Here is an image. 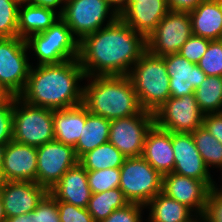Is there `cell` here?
Wrapping results in <instances>:
<instances>
[{"instance_id":"obj_18","label":"cell","mask_w":222,"mask_h":222,"mask_svg":"<svg viewBox=\"0 0 222 222\" xmlns=\"http://www.w3.org/2000/svg\"><path fill=\"white\" fill-rule=\"evenodd\" d=\"M167 74L170 77V97L179 98L194 94L207 75L195 63L179 53L164 56Z\"/></svg>"},{"instance_id":"obj_36","label":"cell","mask_w":222,"mask_h":222,"mask_svg":"<svg viewBox=\"0 0 222 222\" xmlns=\"http://www.w3.org/2000/svg\"><path fill=\"white\" fill-rule=\"evenodd\" d=\"M60 222H95L87 208H81L64 201H57Z\"/></svg>"},{"instance_id":"obj_50","label":"cell","mask_w":222,"mask_h":222,"mask_svg":"<svg viewBox=\"0 0 222 222\" xmlns=\"http://www.w3.org/2000/svg\"><path fill=\"white\" fill-rule=\"evenodd\" d=\"M221 188H222V186H221ZM221 188H217V186L214 184L213 185V189L216 191V192H218V193H220L221 195H222V189Z\"/></svg>"},{"instance_id":"obj_1","label":"cell","mask_w":222,"mask_h":222,"mask_svg":"<svg viewBox=\"0 0 222 222\" xmlns=\"http://www.w3.org/2000/svg\"><path fill=\"white\" fill-rule=\"evenodd\" d=\"M146 51V38L120 17L79 42V63L87 76L128 75Z\"/></svg>"},{"instance_id":"obj_40","label":"cell","mask_w":222,"mask_h":222,"mask_svg":"<svg viewBox=\"0 0 222 222\" xmlns=\"http://www.w3.org/2000/svg\"><path fill=\"white\" fill-rule=\"evenodd\" d=\"M203 126L222 143V112L205 114Z\"/></svg>"},{"instance_id":"obj_19","label":"cell","mask_w":222,"mask_h":222,"mask_svg":"<svg viewBox=\"0 0 222 222\" xmlns=\"http://www.w3.org/2000/svg\"><path fill=\"white\" fill-rule=\"evenodd\" d=\"M169 11L167 0H136L119 17L147 38Z\"/></svg>"},{"instance_id":"obj_15","label":"cell","mask_w":222,"mask_h":222,"mask_svg":"<svg viewBox=\"0 0 222 222\" xmlns=\"http://www.w3.org/2000/svg\"><path fill=\"white\" fill-rule=\"evenodd\" d=\"M48 191L35 181H0L6 218L31 213Z\"/></svg>"},{"instance_id":"obj_45","label":"cell","mask_w":222,"mask_h":222,"mask_svg":"<svg viewBox=\"0 0 222 222\" xmlns=\"http://www.w3.org/2000/svg\"><path fill=\"white\" fill-rule=\"evenodd\" d=\"M117 11L125 4V0H106Z\"/></svg>"},{"instance_id":"obj_41","label":"cell","mask_w":222,"mask_h":222,"mask_svg":"<svg viewBox=\"0 0 222 222\" xmlns=\"http://www.w3.org/2000/svg\"><path fill=\"white\" fill-rule=\"evenodd\" d=\"M203 0H167L170 10L189 12Z\"/></svg>"},{"instance_id":"obj_43","label":"cell","mask_w":222,"mask_h":222,"mask_svg":"<svg viewBox=\"0 0 222 222\" xmlns=\"http://www.w3.org/2000/svg\"><path fill=\"white\" fill-rule=\"evenodd\" d=\"M15 95L0 82V105L10 102Z\"/></svg>"},{"instance_id":"obj_11","label":"cell","mask_w":222,"mask_h":222,"mask_svg":"<svg viewBox=\"0 0 222 222\" xmlns=\"http://www.w3.org/2000/svg\"><path fill=\"white\" fill-rule=\"evenodd\" d=\"M26 40L20 37H0V82L15 96L27 83L29 64Z\"/></svg>"},{"instance_id":"obj_24","label":"cell","mask_w":222,"mask_h":222,"mask_svg":"<svg viewBox=\"0 0 222 222\" xmlns=\"http://www.w3.org/2000/svg\"><path fill=\"white\" fill-rule=\"evenodd\" d=\"M60 18L57 9L22 2L18 10V37L26 40L33 34L47 30Z\"/></svg>"},{"instance_id":"obj_9","label":"cell","mask_w":222,"mask_h":222,"mask_svg":"<svg viewBox=\"0 0 222 222\" xmlns=\"http://www.w3.org/2000/svg\"><path fill=\"white\" fill-rule=\"evenodd\" d=\"M192 33L188 12L170 10L146 38V50L156 56L179 53Z\"/></svg>"},{"instance_id":"obj_42","label":"cell","mask_w":222,"mask_h":222,"mask_svg":"<svg viewBox=\"0 0 222 222\" xmlns=\"http://www.w3.org/2000/svg\"><path fill=\"white\" fill-rule=\"evenodd\" d=\"M27 3L35 5V6L50 8V9H53V10L60 7L59 10H58V13L61 15L63 13V10H64L65 0H28Z\"/></svg>"},{"instance_id":"obj_30","label":"cell","mask_w":222,"mask_h":222,"mask_svg":"<svg viewBox=\"0 0 222 222\" xmlns=\"http://www.w3.org/2000/svg\"><path fill=\"white\" fill-rule=\"evenodd\" d=\"M192 136L207 168L215 166L222 170V143L211 135L203 125L193 131Z\"/></svg>"},{"instance_id":"obj_47","label":"cell","mask_w":222,"mask_h":222,"mask_svg":"<svg viewBox=\"0 0 222 222\" xmlns=\"http://www.w3.org/2000/svg\"><path fill=\"white\" fill-rule=\"evenodd\" d=\"M7 218L5 216L3 201L0 195V222H6Z\"/></svg>"},{"instance_id":"obj_48","label":"cell","mask_w":222,"mask_h":222,"mask_svg":"<svg viewBox=\"0 0 222 222\" xmlns=\"http://www.w3.org/2000/svg\"><path fill=\"white\" fill-rule=\"evenodd\" d=\"M7 144L0 143V171L3 165L4 151Z\"/></svg>"},{"instance_id":"obj_4","label":"cell","mask_w":222,"mask_h":222,"mask_svg":"<svg viewBox=\"0 0 222 222\" xmlns=\"http://www.w3.org/2000/svg\"><path fill=\"white\" fill-rule=\"evenodd\" d=\"M143 110L154 113L170 97V77L164 56L145 51L127 75Z\"/></svg>"},{"instance_id":"obj_22","label":"cell","mask_w":222,"mask_h":222,"mask_svg":"<svg viewBox=\"0 0 222 222\" xmlns=\"http://www.w3.org/2000/svg\"><path fill=\"white\" fill-rule=\"evenodd\" d=\"M188 13L193 35L210 40L222 39V0H203Z\"/></svg>"},{"instance_id":"obj_6","label":"cell","mask_w":222,"mask_h":222,"mask_svg":"<svg viewBox=\"0 0 222 222\" xmlns=\"http://www.w3.org/2000/svg\"><path fill=\"white\" fill-rule=\"evenodd\" d=\"M26 44L34 51L37 65L58 64L79 56V41L61 18L47 30L29 36Z\"/></svg>"},{"instance_id":"obj_34","label":"cell","mask_w":222,"mask_h":222,"mask_svg":"<svg viewBox=\"0 0 222 222\" xmlns=\"http://www.w3.org/2000/svg\"><path fill=\"white\" fill-rule=\"evenodd\" d=\"M210 39L192 35L187 39L179 50V54L188 61L197 64L203 54L207 51Z\"/></svg>"},{"instance_id":"obj_13","label":"cell","mask_w":222,"mask_h":222,"mask_svg":"<svg viewBox=\"0 0 222 222\" xmlns=\"http://www.w3.org/2000/svg\"><path fill=\"white\" fill-rule=\"evenodd\" d=\"M37 150L36 183L48 192L59 182L66 171L79 163L75 148L53 140Z\"/></svg>"},{"instance_id":"obj_2","label":"cell","mask_w":222,"mask_h":222,"mask_svg":"<svg viewBox=\"0 0 222 222\" xmlns=\"http://www.w3.org/2000/svg\"><path fill=\"white\" fill-rule=\"evenodd\" d=\"M86 79L79 60L58 64L31 65L26 86L19 97L28 104L60 110L83 103V86Z\"/></svg>"},{"instance_id":"obj_37","label":"cell","mask_w":222,"mask_h":222,"mask_svg":"<svg viewBox=\"0 0 222 222\" xmlns=\"http://www.w3.org/2000/svg\"><path fill=\"white\" fill-rule=\"evenodd\" d=\"M146 206L138 203H129L125 207L116 209L101 222H142V210Z\"/></svg>"},{"instance_id":"obj_33","label":"cell","mask_w":222,"mask_h":222,"mask_svg":"<svg viewBox=\"0 0 222 222\" xmlns=\"http://www.w3.org/2000/svg\"><path fill=\"white\" fill-rule=\"evenodd\" d=\"M197 65L207 76L222 77V39L210 41Z\"/></svg>"},{"instance_id":"obj_35","label":"cell","mask_w":222,"mask_h":222,"mask_svg":"<svg viewBox=\"0 0 222 222\" xmlns=\"http://www.w3.org/2000/svg\"><path fill=\"white\" fill-rule=\"evenodd\" d=\"M37 222H60L57 200L48 192L35 208Z\"/></svg>"},{"instance_id":"obj_26","label":"cell","mask_w":222,"mask_h":222,"mask_svg":"<svg viewBox=\"0 0 222 222\" xmlns=\"http://www.w3.org/2000/svg\"><path fill=\"white\" fill-rule=\"evenodd\" d=\"M145 206L150 209L149 222H189L196 216L186 205L168 197L162 191Z\"/></svg>"},{"instance_id":"obj_21","label":"cell","mask_w":222,"mask_h":222,"mask_svg":"<svg viewBox=\"0 0 222 222\" xmlns=\"http://www.w3.org/2000/svg\"><path fill=\"white\" fill-rule=\"evenodd\" d=\"M142 157L162 176L173 172L172 132L154 124L147 133Z\"/></svg>"},{"instance_id":"obj_38","label":"cell","mask_w":222,"mask_h":222,"mask_svg":"<svg viewBox=\"0 0 222 222\" xmlns=\"http://www.w3.org/2000/svg\"><path fill=\"white\" fill-rule=\"evenodd\" d=\"M204 222H222V195L210 188L203 214Z\"/></svg>"},{"instance_id":"obj_23","label":"cell","mask_w":222,"mask_h":222,"mask_svg":"<svg viewBox=\"0 0 222 222\" xmlns=\"http://www.w3.org/2000/svg\"><path fill=\"white\" fill-rule=\"evenodd\" d=\"M85 125V106L53 110L54 140L75 147Z\"/></svg>"},{"instance_id":"obj_46","label":"cell","mask_w":222,"mask_h":222,"mask_svg":"<svg viewBox=\"0 0 222 222\" xmlns=\"http://www.w3.org/2000/svg\"><path fill=\"white\" fill-rule=\"evenodd\" d=\"M136 0H125V4L117 11L120 16L131 4L135 3Z\"/></svg>"},{"instance_id":"obj_7","label":"cell","mask_w":222,"mask_h":222,"mask_svg":"<svg viewBox=\"0 0 222 222\" xmlns=\"http://www.w3.org/2000/svg\"><path fill=\"white\" fill-rule=\"evenodd\" d=\"M60 17L80 42L85 36L114 22L119 15L106 0H65Z\"/></svg>"},{"instance_id":"obj_44","label":"cell","mask_w":222,"mask_h":222,"mask_svg":"<svg viewBox=\"0 0 222 222\" xmlns=\"http://www.w3.org/2000/svg\"><path fill=\"white\" fill-rule=\"evenodd\" d=\"M6 222H37L35 211L33 210L31 213L26 215H19L13 218H7Z\"/></svg>"},{"instance_id":"obj_32","label":"cell","mask_w":222,"mask_h":222,"mask_svg":"<svg viewBox=\"0 0 222 222\" xmlns=\"http://www.w3.org/2000/svg\"><path fill=\"white\" fill-rule=\"evenodd\" d=\"M19 6L17 0H0V37L18 36Z\"/></svg>"},{"instance_id":"obj_49","label":"cell","mask_w":222,"mask_h":222,"mask_svg":"<svg viewBox=\"0 0 222 222\" xmlns=\"http://www.w3.org/2000/svg\"><path fill=\"white\" fill-rule=\"evenodd\" d=\"M189 222H204V219L201 215H196V217L194 216Z\"/></svg>"},{"instance_id":"obj_17","label":"cell","mask_w":222,"mask_h":222,"mask_svg":"<svg viewBox=\"0 0 222 222\" xmlns=\"http://www.w3.org/2000/svg\"><path fill=\"white\" fill-rule=\"evenodd\" d=\"M210 188L200 180L173 172L163 175L162 192L202 215Z\"/></svg>"},{"instance_id":"obj_29","label":"cell","mask_w":222,"mask_h":222,"mask_svg":"<svg viewBox=\"0 0 222 222\" xmlns=\"http://www.w3.org/2000/svg\"><path fill=\"white\" fill-rule=\"evenodd\" d=\"M196 101L204 114L222 112V77L207 76L195 89Z\"/></svg>"},{"instance_id":"obj_16","label":"cell","mask_w":222,"mask_h":222,"mask_svg":"<svg viewBox=\"0 0 222 222\" xmlns=\"http://www.w3.org/2000/svg\"><path fill=\"white\" fill-rule=\"evenodd\" d=\"M37 172L36 147L14 141L7 143L0 181H35Z\"/></svg>"},{"instance_id":"obj_8","label":"cell","mask_w":222,"mask_h":222,"mask_svg":"<svg viewBox=\"0 0 222 222\" xmlns=\"http://www.w3.org/2000/svg\"><path fill=\"white\" fill-rule=\"evenodd\" d=\"M163 176L142 156L126 158L120 167L119 188L129 203L146 205L162 191Z\"/></svg>"},{"instance_id":"obj_39","label":"cell","mask_w":222,"mask_h":222,"mask_svg":"<svg viewBox=\"0 0 222 222\" xmlns=\"http://www.w3.org/2000/svg\"><path fill=\"white\" fill-rule=\"evenodd\" d=\"M13 99L0 105V143L13 141Z\"/></svg>"},{"instance_id":"obj_20","label":"cell","mask_w":222,"mask_h":222,"mask_svg":"<svg viewBox=\"0 0 222 222\" xmlns=\"http://www.w3.org/2000/svg\"><path fill=\"white\" fill-rule=\"evenodd\" d=\"M57 200L87 208L92 192L87 178V170L76 164L64 173L59 182L49 191Z\"/></svg>"},{"instance_id":"obj_14","label":"cell","mask_w":222,"mask_h":222,"mask_svg":"<svg viewBox=\"0 0 222 222\" xmlns=\"http://www.w3.org/2000/svg\"><path fill=\"white\" fill-rule=\"evenodd\" d=\"M173 173L203 181L209 188L215 184L209 169L196 148L192 133L172 132Z\"/></svg>"},{"instance_id":"obj_3","label":"cell","mask_w":222,"mask_h":222,"mask_svg":"<svg viewBox=\"0 0 222 222\" xmlns=\"http://www.w3.org/2000/svg\"><path fill=\"white\" fill-rule=\"evenodd\" d=\"M86 78L89 84L83 87L82 104L88 112L111 121L139 114L143 110L127 75Z\"/></svg>"},{"instance_id":"obj_51","label":"cell","mask_w":222,"mask_h":222,"mask_svg":"<svg viewBox=\"0 0 222 222\" xmlns=\"http://www.w3.org/2000/svg\"><path fill=\"white\" fill-rule=\"evenodd\" d=\"M17 1H19L20 3H22V2H27L28 0H17Z\"/></svg>"},{"instance_id":"obj_25","label":"cell","mask_w":222,"mask_h":222,"mask_svg":"<svg viewBox=\"0 0 222 222\" xmlns=\"http://www.w3.org/2000/svg\"><path fill=\"white\" fill-rule=\"evenodd\" d=\"M110 124V120L88 112L85 107V125L82 128L80 139L74 147L78 159L108 142Z\"/></svg>"},{"instance_id":"obj_5","label":"cell","mask_w":222,"mask_h":222,"mask_svg":"<svg viewBox=\"0 0 222 222\" xmlns=\"http://www.w3.org/2000/svg\"><path fill=\"white\" fill-rule=\"evenodd\" d=\"M13 141L40 147L54 140L53 110L13 98Z\"/></svg>"},{"instance_id":"obj_27","label":"cell","mask_w":222,"mask_h":222,"mask_svg":"<svg viewBox=\"0 0 222 222\" xmlns=\"http://www.w3.org/2000/svg\"><path fill=\"white\" fill-rule=\"evenodd\" d=\"M126 157L110 142L101 144L92 151L85 153L79 163L87 171L108 168H120Z\"/></svg>"},{"instance_id":"obj_28","label":"cell","mask_w":222,"mask_h":222,"mask_svg":"<svg viewBox=\"0 0 222 222\" xmlns=\"http://www.w3.org/2000/svg\"><path fill=\"white\" fill-rule=\"evenodd\" d=\"M127 204H129V201L125 198L123 191L118 187L92 194L87 209L95 222H101L113 211L123 208Z\"/></svg>"},{"instance_id":"obj_10","label":"cell","mask_w":222,"mask_h":222,"mask_svg":"<svg viewBox=\"0 0 222 222\" xmlns=\"http://www.w3.org/2000/svg\"><path fill=\"white\" fill-rule=\"evenodd\" d=\"M154 123L161 129L176 133H192L203 125L204 113L195 94L169 97L155 112Z\"/></svg>"},{"instance_id":"obj_12","label":"cell","mask_w":222,"mask_h":222,"mask_svg":"<svg viewBox=\"0 0 222 222\" xmlns=\"http://www.w3.org/2000/svg\"><path fill=\"white\" fill-rule=\"evenodd\" d=\"M154 124L153 113L146 110L130 117L111 120L108 142L126 158L142 156L147 133Z\"/></svg>"},{"instance_id":"obj_31","label":"cell","mask_w":222,"mask_h":222,"mask_svg":"<svg viewBox=\"0 0 222 222\" xmlns=\"http://www.w3.org/2000/svg\"><path fill=\"white\" fill-rule=\"evenodd\" d=\"M87 178L92 194L115 189L120 184V168L87 171Z\"/></svg>"}]
</instances>
